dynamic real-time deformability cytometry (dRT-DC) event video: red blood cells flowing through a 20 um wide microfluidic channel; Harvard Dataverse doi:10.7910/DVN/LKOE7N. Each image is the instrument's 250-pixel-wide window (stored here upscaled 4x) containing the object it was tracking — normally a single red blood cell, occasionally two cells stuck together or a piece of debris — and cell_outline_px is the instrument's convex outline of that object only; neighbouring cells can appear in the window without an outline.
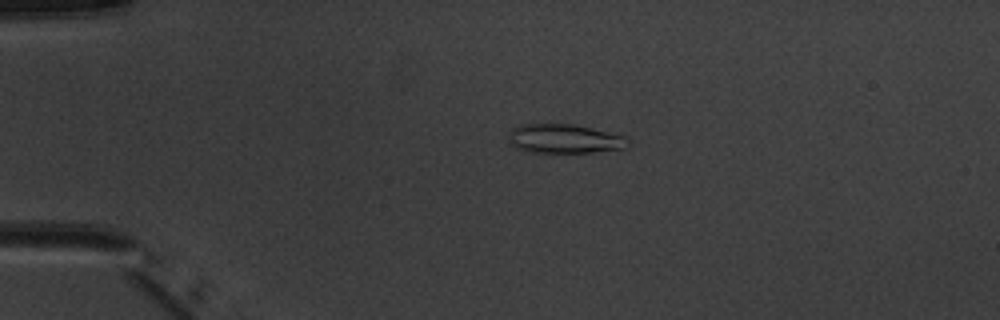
{"species": "common noctule bat (a hibernating species)", "species_latin": "Nyctalus noctula", "temperature_condition": "warm", "stored_images_in_passage": 4, "camera_frame_rate_fps": 3000, "um_per_image_px": 0.085, "animal": {"sex": "male", "body_mass_g": 20.1, "forearm_length_mm": 53.5}, "frame": {"image": 1, "passage_image": 4, "time_ms": 3.333, "image_size_px": [1000, 320], "cell_outline_px": [[628, 144], [624, 148], [592, 152], [532, 152], [516, 148], [512, 144], [508, 136], [508, 128], [520, 124], [572, 124], [592, 128], [628, 136]], "centroid_in_image_um": [47.95, 11.77], "position_along_channel_um": 37.1, "area_um2": 20.35}}